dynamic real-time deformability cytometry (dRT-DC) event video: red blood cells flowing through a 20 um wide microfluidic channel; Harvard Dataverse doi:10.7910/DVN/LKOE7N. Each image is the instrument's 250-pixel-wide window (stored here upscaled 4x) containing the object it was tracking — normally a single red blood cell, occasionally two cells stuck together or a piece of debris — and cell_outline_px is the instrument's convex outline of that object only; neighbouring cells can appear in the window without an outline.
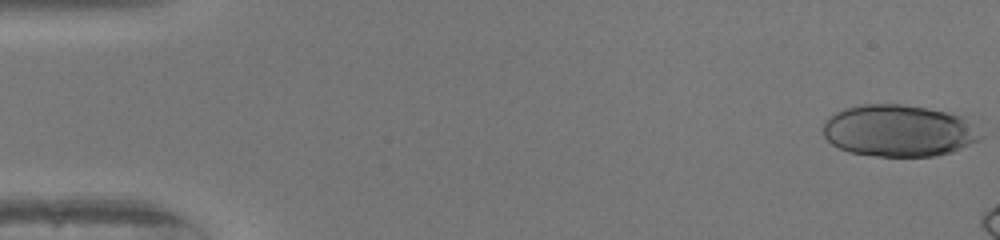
{"species": "human", "species_latin": "Homo sapiens", "temperature_condition": "warm", "stored_images_in_passage": 16, "camera_frame_rate_fps": 3000, "um_per_image_px": 0.085, "donor": {"sex": "female"}, "frame": {"image": 1, "passage_image": 1, "time_ms": 0.0, "image_size_px": [1000, 240], "cell_outline_px": [[984, 136], [980, 140], [952, 152], [936, 156], [876, 156], [848, 152], [832, 144], [824, 136], [824, 120], [828, 116], [844, 108], [864, 104], [900, 104], [928, 108], [948, 112], [964, 116]], "centroid_in_image_um": [76.4, 11.11], "position_along_channel_um": 8.6, "area_um2": 47.86}}